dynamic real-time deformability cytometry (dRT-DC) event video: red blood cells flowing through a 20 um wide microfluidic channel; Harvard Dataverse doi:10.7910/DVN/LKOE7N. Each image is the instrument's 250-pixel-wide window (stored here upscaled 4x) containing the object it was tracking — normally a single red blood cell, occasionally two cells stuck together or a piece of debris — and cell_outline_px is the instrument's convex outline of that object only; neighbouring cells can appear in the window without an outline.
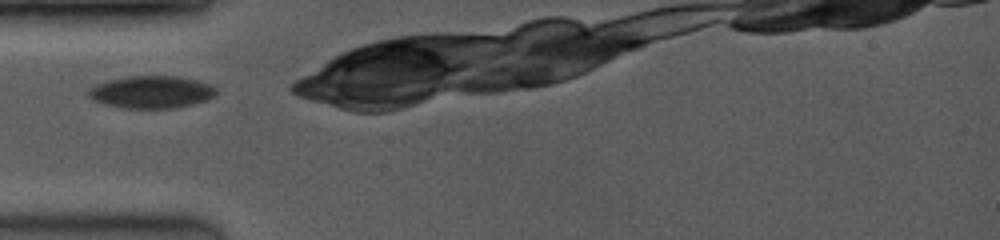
{"species": "common noctule bat (a hibernating species)", "species_latin": "Nyctalus noctula", "temperature_condition": "room temperature", "stored_images_in_passage": 33, "camera_frame_rate_fps": 3500, "um_per_image_px": 0.085, "animal": {"sex": "female", "body_mass_g": 19.0, "forearm_length_mm": 53.3}, "frame": {"image": 1, "passage_image": 1, "time_ms": 0.0, "image_size_px": [1000, 240], "cell_outline_px": [[216, 96], [208, 100], [192, 104], [172, 108], [124, 108], [104, 104], [92, 100], [88, 96], [88, 92], [96, 84], [108, 80], [128, 76], [176, 76], [196, 80], [208, 84], [216, 88]], "centroid_in_image_um": [12.87, 7.82], "position_along_channel_um": 72.1, "area_um2": 24.04}}
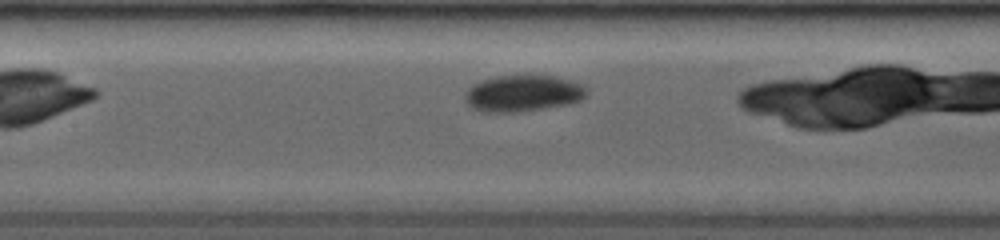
{"frame": {"image": 2, "passage_image": 12, "time_ms": 2.286, "image_size_px": [1000, 240], "cell_outline_px": [[588, 92], [580, 100], [568, 104], [544, 108], [516, 112], [480, 112], [472, 108], [464, 100], [464, 92], [472, 84], [480, 80], [500, 76], [532, 72], [552, 76], [584, 84], [588, 88]], "centroid_in_image_um": [44.43, 7.9], "position_along_channel_um": 163.0, "area_um2": 26.65}}
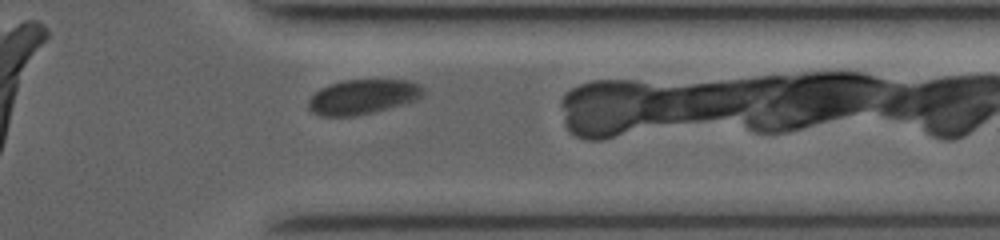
{"frame": {"image": 3, "passage_image": 30, "time_ms": 7.714, "image_size_px": [1000, 240], "cell_outline_px": [[428, 92], [424, 96], [416, 100], [372, 112], [352, 116], [320, 116], [312, 112], [308, 108], [308, 100], [320, 88], [328, 84], [344, 80], [408, 80], [420, 84]], "centroid_in_image_um": [30.86, 8.22], "position_along_channel_um": 380.5, "area_um2": 23.35}}